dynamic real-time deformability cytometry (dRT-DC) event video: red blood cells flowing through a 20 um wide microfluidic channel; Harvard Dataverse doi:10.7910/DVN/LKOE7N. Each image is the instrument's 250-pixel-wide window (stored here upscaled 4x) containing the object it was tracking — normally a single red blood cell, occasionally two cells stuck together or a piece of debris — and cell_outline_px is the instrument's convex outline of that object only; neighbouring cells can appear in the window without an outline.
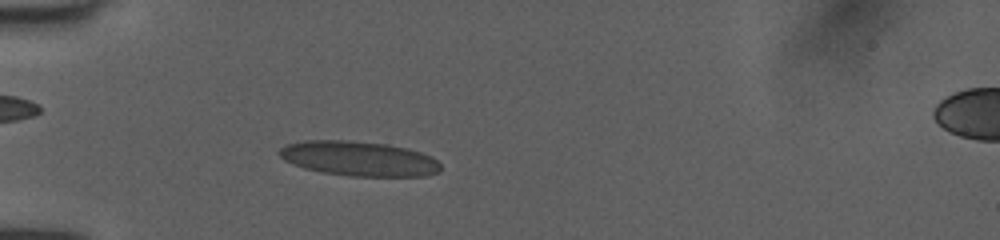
{"species": "human", "species_latin": "Homo sapiens", "temperature_condition": "room temperature", "stored_images_in_passage": 47, "camera_frame_rate_fps": 3000, "um_per_image_px": 0.085, "donor": {"sex": "female"}, "frame": {"image": 1, "passage_image": 12, "time_ms": 3.667, "image_size_px": [1000, 240], "cell_outline_px": [[440, 172], [424, 176], [352, 176], [320, 172], [304, 168], [292, 164], [284, 160], [276, 152], [284, 144], [304, 140], [348, 140], [388, 144], [408, 148], [432, 156], [440, 164]], "centroid_in_image_um": [30.47, 13.47], "position_along_channel_um": 54.5, "area_um2": 33.0}}
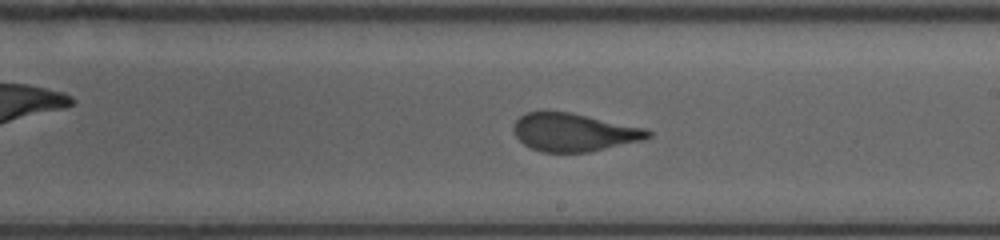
{"frame": {"image": 2, "passage_image": 27, "time_ms": 8.667, "image_size_px": [1000, 240], "cell_outline_px": [[652, 136], [644, 140], [588, 152], [540, 152], [524, 144], [516, 136], [512, 128], [516, 120], [520, 116], [528, 112], [568, 112], [644, 128], [652, 132]], "centroid_in_image_um": [48.78, 11.26], "position_along_channel_um": 240.2, "area_um2": 29.42}}
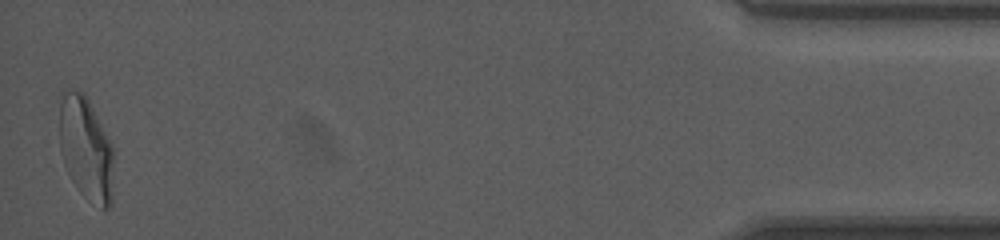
{"frame": {"image": 3, "passage_image": 47, "time_ms": 15.333, "image_size_px": [1000, 240], "cell_outline_px": [[112, 204], [108, 208], [100, 208], [64, 164], [60, 152], [60, 92], [68, 88], [84, 92], [112, 144]], "centroid_in_image_um": [7.3, 12.47], "position_along_channel_um": 427.9, "area_um2": 31.44}, "authors_computed_cell_mechanics": {"area_um2": 30.6918, "velocity_mm_per_s": 4.0174, "shape_relaxation_time_tau1_ms": 5.2924, "shape_relaxation_time_tau2_ms": null, "deformation_change_tau1": 0.1825, "deformation_change_tau2": null}}